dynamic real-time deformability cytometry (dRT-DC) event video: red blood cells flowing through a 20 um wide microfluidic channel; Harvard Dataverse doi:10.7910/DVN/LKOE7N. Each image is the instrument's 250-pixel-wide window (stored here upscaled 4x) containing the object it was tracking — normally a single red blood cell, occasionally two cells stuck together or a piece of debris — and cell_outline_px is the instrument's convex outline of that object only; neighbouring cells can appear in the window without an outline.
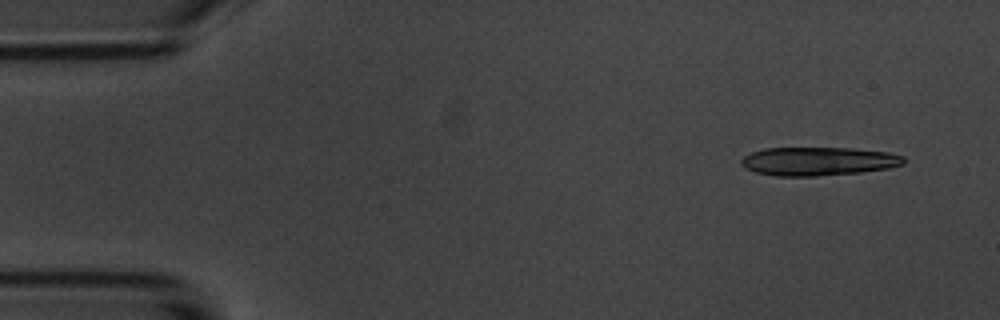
{"species": "common noctule bat (a hibernating species)", "species_latin": "Nyctalus noctula", "temperature_condition": "room temperature", "stored_images_in_passage": 4, "camera_frame_rate_fps": 3000, "um_per_image_px": 0.085, "animal": {"sex": "male", "body_mass_g": 20.1, "forearm_length_mm": 53.5}, "frame": {"image": 1, "passage_image": 1, "time_ms": 0.0, "image_size_px": [1000, 320], "cell_outline_px": [[904, 164], [888, 168], [860, 172], [816, 176], [776, 176], [756, 172], [744, 168], [740, 164], [740, 160], [744, 156], [752, 152], [764, 148], [852, 148], [888, 152], [904, 156]], "centroid_in_image_um": [69.53, 13.7], "position_along_channel_um": 15.5, "area_um2": 27.05}}